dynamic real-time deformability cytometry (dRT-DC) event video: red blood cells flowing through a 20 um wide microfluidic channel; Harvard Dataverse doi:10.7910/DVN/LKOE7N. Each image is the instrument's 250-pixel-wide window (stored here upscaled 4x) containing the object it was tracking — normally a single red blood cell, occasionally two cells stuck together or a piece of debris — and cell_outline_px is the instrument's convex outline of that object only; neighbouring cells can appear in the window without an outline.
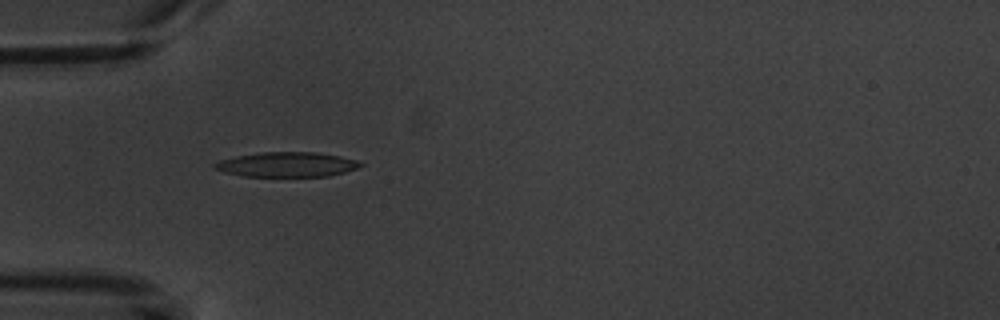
{"species": "common noctule bat (a hibernating species)", "species_latin": "Nyctalus noctula", "temperature_condition": "warm", "stored_images_in_passage": 6, "camera_frame_rate_fps": 3000, "um_per_image_px": 0.085, "animal": {"sex": "male", "body_mass_g": 20.1, "forearm_length_mm": 53.5}, "frame": {"image": 1, "passage_image": 1, "time_ms": 0.0, "image_size_px": [1000, 320], "cell_outline_px": [[364, 164], [356, 168], [344, 172], [328, 176], [244, 176], [224, 172], [212, 168], [212, 164], [220, 160], [236, 156], [260, 152], [316, 152], [340, 156], [356, 160]], "centroid_in_image_um": [24.35, 13.98], "position_along_channel_um": 60.7, "area_um2": 20.98}}
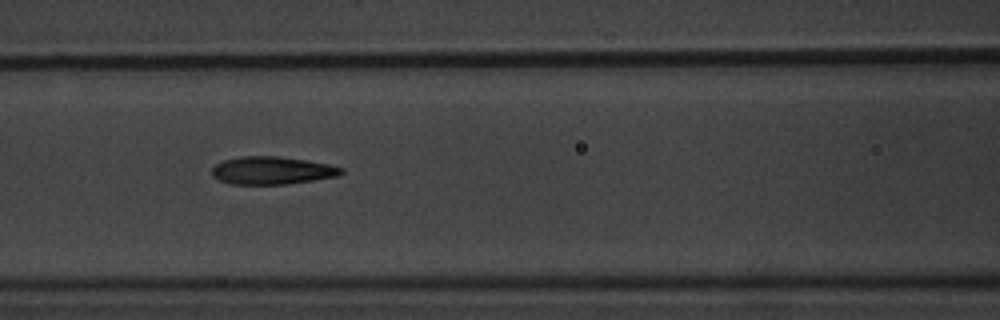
{"frame": {"image": 2, "passage_image": 3, "time_ms": 2.333, "image_size_px": [1000, 320], "cell_outline_px": [[344, 172], [340, 176], [316, 180], [288, 184], [232, 184], [220, 180], [212, 176], [212, 168], [216, 164], [224, 160], [244, 156], [276, 156], [304, 160], [328, 164], [344, 168]], "centroid_in_image_um": [23.16, 14.5], "position_along_channel_um": 143.4, "area_um2": 20.92}}
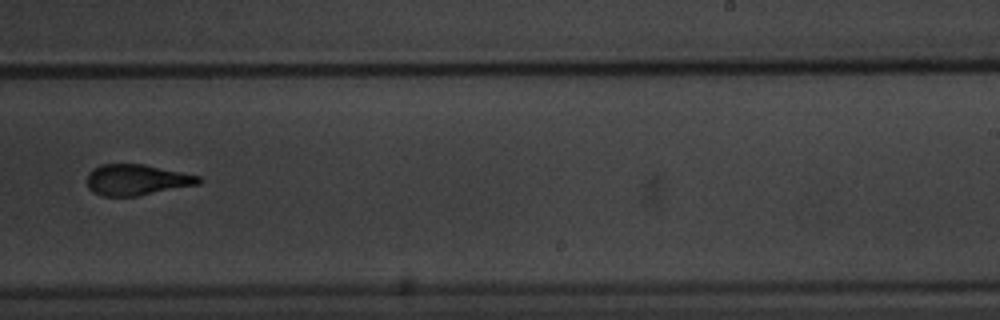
{"frame": {"image": 3, "passage_image": 6, "time_ms": 6.0, "image_size_px": [1000, 320], "cell_outline_px": [[204, 180], [200, 184], [136, 196], [100, 196], [92, 192], [88, 188], [88, 172], [92, 168], [100, 164], [144, 164], [200, 176]], "centroid_in_image_um": [11.61, 15.28], "position_along_channel_um": 277.4, "area_um2": 20.23}}